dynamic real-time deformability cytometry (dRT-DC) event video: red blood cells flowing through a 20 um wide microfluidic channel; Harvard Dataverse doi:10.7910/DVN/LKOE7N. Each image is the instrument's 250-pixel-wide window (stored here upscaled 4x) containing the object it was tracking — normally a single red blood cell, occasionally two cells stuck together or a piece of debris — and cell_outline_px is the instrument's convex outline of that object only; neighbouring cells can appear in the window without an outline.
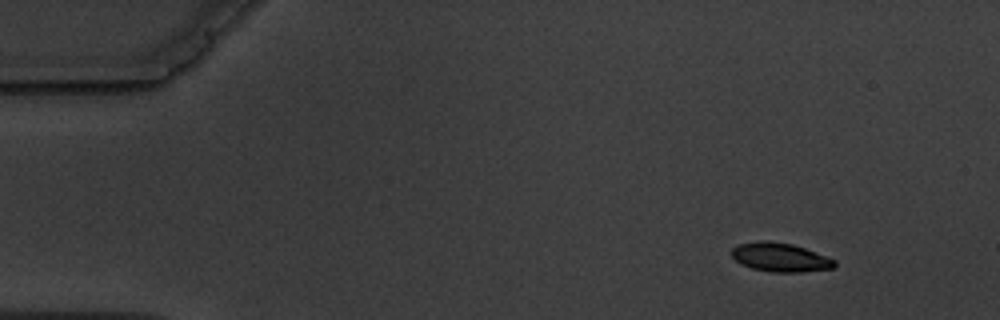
{"species": "common noctule bat (a hibernating species)", "species_latin": "Nyctalus noctula", "temperature_condition": "warm", "stored_images_in_passage": 4, "camera_frame_rate_fps": 3000, "um_per_image_px": 0.085, "animal": {"sex": "male", "body_mass_g": 19.5, "forearm_length_mm": 54.6}, "frame": {"image": 1, "passage_image": 1, "time_ms": 0.0, "image_size_px": [1000, 320], "cell_outline_px": [[836, 264], [832, 268], [800, 272], [772, 272], [752, 268], [740, 264], [732, 256], [732, 248], [740, 244], [764, 240], [768, 240], [792, 244], [804, 248], [836, 260]], "centroid_in_image_um": [66.31, 21.87], "position_along_channel_um": 18.7, "area_um2": 17.11}}